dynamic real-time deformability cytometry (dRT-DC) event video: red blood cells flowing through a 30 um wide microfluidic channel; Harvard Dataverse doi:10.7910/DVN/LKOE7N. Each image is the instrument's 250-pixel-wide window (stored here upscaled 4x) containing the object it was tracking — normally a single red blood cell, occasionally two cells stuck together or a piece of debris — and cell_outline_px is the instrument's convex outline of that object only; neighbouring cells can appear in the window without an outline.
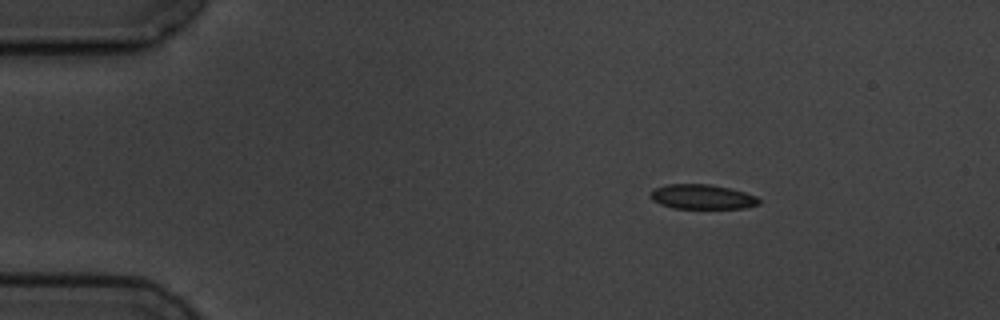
{"species": "common noctule bat (a hibernating species)", "species_latin": "Nyctalus noctula", "temperature_condition": "cold", "stored_images_in_passage": 9, "camera_frame_rate_fps": 3000, "um_per_image_px": 0.085, "animal": {"sex": "male", "body_mass_g": 19.5, "forearm_length_mm": 54.6}, "frame": {"image": 1, "passage_image": 1, "time_ms": 0.0, "image_size_px": [1000, 320], "cell_outline_px": [[760, 204], [744, 208], [672, 208], [660, 204], [652, 200], [648, 196], [652, 188], [668, 184], [712, 184], [744, 192], [756, 196], [760, 200]], "centroid_in_image_um": [59.63, 16.72], "position_along_channel_um": 25.4, "area_um2": 15.72}}
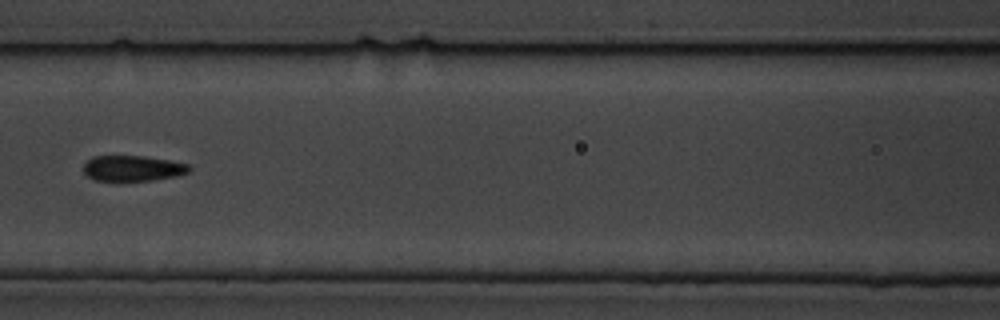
{"frame": {"image": 2, "passage_image": 6, "time_ms": 5.667, "image_size_px": [1000, 320], "cell_outline_px": [[192, 168], [188, 172], [176, 176], [152, 180], [96, 180], [88, 176], [84, 172], [84, 164], [92, 156], [144, 156], [168, 160], [188, 164]], "centroid_in_image_um": [11.29, 14.29], "position_along_channel_um": 155.3, "area_um2": 15.55}}
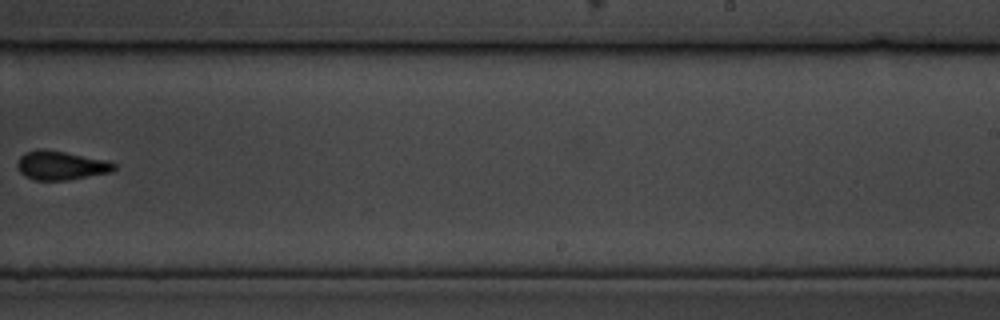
{"frame": {"image": 3, "passage_image": 9, "time_ms": 9.333, "image_size_px": [1000, 320], "cell_outline_px": [[116, 168], [112, 172], [68, 180], [36, 180], [24, 176], [16, 168], [16, 160], [24, 152], [36, 148], [64, 152], [108, 160], [116, 164]], "centroid_in_image_um": [5.15, 14.06], "position_along_channel_um": 283.9, "area_um2": 16.53}}